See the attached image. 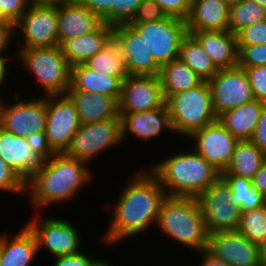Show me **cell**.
I'll return each instance as SVG.
<instances>
[{
  "label": "cell",
  "instance_id": "1",
  "mask_svg": "<svg viewBox=\"0 0 266 266\" xmlns=\"http://www.w3.org/2000/svg\"><path fill=\"white\" fill-rule=\"evenodd\" d=\"M143 167L131 178L128 177L125 187L121 188L120 195L115 198L116 203L114 200L112 204H104L107 213L111 210L112 214L100 241L110 248L118 247L126 238L133 239L138 234L148 232L151 226H154L155 230L161 204L167 195L157 177L148 168Z\"/></svg>",
  "mask_w": 266,
  "mask_h": 266
},
{
  "label": "cell",
  "instance_id": "2",
  "mask_svg": "<svg viewBox=\"0 0 266 266\" xmlns=\"http://www.w3.org/2000/svg\"><path fill=\"white\" fill-rule=\"evenodd\" d=\"M91 168L65 152L55 153L26 182V197L32 210L42 212L44 208L72 202L82 188L93 182L95 176Z\"/></svg>",
  "mask_w": 266,
  "mask_h": 266
},
{
  "label": "cell",
  "instance_id": "3",
  "mask_svg": "<svg viewBox=\"0 0 266 266\" xmlns=\"http://www.w3.org/2000/svg\"><path fill=\"white\" fill-rule=\"evenodd\" d=\"M188 147L186 151L179 147V151H172L167 158L147 166L167 196L198 198L221 177V173L192 150L190 144Z\"/></svg>",
  "mask_w": 266,
  "mask_h": 266
},
{
  "label": "cell",
  "instance_id": "4",
  "mask_svg": "<svg viewBox=\"0 0 266 266\" xmlns=\"http://www.w3.org/2000/svg\"><path fill=\"white\" fill-rule=\"evenodd\" d=\"M155 226L183 249L186 247L198 254L207 249L209 234L196 197L167 196L161 204Z\"/></svg>",
  "mask_w": 266,
  "mask_h": 266
},
{
  "label": "cell",
  "instance_id": "5",
  "mask_svg": "<svg viewBox=\"0 0 266 266\" xmlns=\"http://www.w3.org/2000/svg\"><path fill=\"white\" fill-rule=\"evenodd\" d=\"M17 64L29 72L43 89L41 96L67 94L71 84V66L59 45L16 49Z\"/></svg>",
  "mask_w": 266,
  "mask_h": 266
},
{
  "label": "cell",
  "instance_id": "6",
  "mask_svg": "<svg viewBox=\"0 0 266 266\" xmlns=\"http://www.w3.org/2000/svg\"><path fill=\"white\" fill-rule=\"evenodd\" d=\"M174 134L178 138L189 137L196 130L215 122L218 118L212 105V94L208 81L197 87L171 95L166 100Z\"/></svg>",
  "mask_w": 266,
  "mask_h": 266
},
{
  "label": "cell",
  "instance_id": "7",
  "mask_svg": "<svg viewBox=\"0 0 266 266\" xmlns=\"http://www.w3.org/2000/svg\"><path fill=\"white\" fill-rule=\"evenodd\" d=\"M32 214L25 225L36 238L38 253L47 250L55 258L80 252L83 248L81 245L86 244L82 243L81 234L71 221L55 215L43 218L40 212Z\"/></svg>",
  "mask_w": 266,
  "mask_h": 266
},
{
  "label": "cell",
  "instance_id": "8",
  "mask_svg": "<svg viewBox=\"0 0 266 266\" xmlns=\"http://www.w3.org/2000/svg\"><path fill=\"white\" fill-rule=\"evenodd\" d=\"M123 142L122 118L81 124L65 153L72 158L93 164L98 156Z\"/></svg>",
  "mask_w": 266,
  "mask_h": 266
},
{
  "label": "cell",
  "instance_id": "9",
  "mask_svg": "<svg viewBox=\"0 0 266 266\" xmlns=\"http://www.w3.org/2000/svg\"><path fill=\"white\" fill-rule=\"evenodd\" d=\"M143 38L155 62L162 68L178 59L180 45L188 34L185 20L170 17L141 24H128Z\"/></svg>",
  "mask_w": 266,
  "mask_h": 266
},
{
  "label": "cell",
  "instance_id": "10",
  "mask_svg": "<svg viewBox=\"0 0 266 266\" xmlns=\"http://www.w3.org/2000/svg\"><path fill=\"white\" fill-rule=\"evenodd\" d=\"M15 94V103L0 99V127L16 136L24 137L38 132H45L46 100L43 96L20 99V93ZM6 101V102H5Z\"/></svg>",
  "mask_w": 266,
  "mask_h": 266
},
{
  "label": "cell",
  "instance_id": "11",
  "mask_svg": "<svg viewBox=\"0 0 266 266\" xmlns=\"http://www.w3.org/2000/svg\"><path fill=\"white\" fill-rule=\"evenodd\" d=\"M47 142L55 153H64L81 123L74 101L68 94L44 96Z\"/></svg>",
  "mask_w": 266,
  "mask_h": 266
},
{
  "label": "cell",
  "instance_id": "12",
  "mask_svg": "<svg viewBox=\"0 0 266 266\" xmlns=\"http://www.w3.org/2000/svg\"><path fill=\"white\" fill-rule=\"evenodd\" d=\"M231 196L229 186L220 177L197 198L208 234L238 230L242 212Z\"/></svg>",
  "mask_w": 266,
  "mask_h": 266
},
{
  "label": "cell",
  "instance_id": "13",
  "mask_svg": "<svg viewBox=\"0 0 266 266\" xmlns=\"http://www.w3.org/2000/svg\"><path fill=\"white\" fill-rule=\"evenodd\" d=\"M15 36L17 49L58 45L57 6H29L15 24Z\"/></svg>",
  "mask_w": 266,
  "mask_h": 266
},
{
  "label": "cell",
  "instance_id": "14",
  "mask_svg": "<svg viewBox=\"0 0 266 266\" xmlns=\"http://www.w3.org/2000/svg\"><path fill=\"white\" fill-rule=\"evenodd\" d=\"M208 84L217 118L226 111L255 100L244 68L219 69Z\"/></svg>",
  "mask_w": 266,
  "mask_h": 266
},
{
  "label": "cell",
  "instance_id": "15",
  "mask_svg": "<svg viewBox=\"0 0 266 266\" xmlns=\"http://www.w3.org/2000/svg\"><path fill=\"white\" fill-rule=\"evenodd\" d=\"M192 149L209 164L223 173L231 163L234 149L239 141L217 119L215 122L196 130L188 138Z\"/></svg>",
  "mask_w": 266,
  "mask_h": 266
},
{
  "label": "cell",
  "instance_id": "16",
  "mask_svg": "<svg viewBox=\"0 0 266 266\" xmlns=\"http://www.w3.org/2000/svg\"><path fill=\"white\" fill-rule=\"evenodd\" d=\"M119 113L149 111L166 106L159 76L129 75L122 84Z\"/></svg>",
  "mask_w": 266,
  "mask_h": 266
},
{
  "label": "cell",
  "instance_id": "17",
  "mask_svg": "<svg viewBox=\"0 0 266 266\" xmlns=\"http://www.w3.org/2000/svg\"><path fill=\"white\" fill-rule=\"evenodd\" d=\"M113 39L118 44L129 75L159 76L161 67L155 62L144 38L128 24L113 27Z\"/></svg>",
  "mask_w": 266,
  "mask_h": 266
},
{
  "label": "cell",
  "instance_id": "18",
  "mask_svg": "<svg viewBox=\"0 0 266 266\" xmlns=\"http://www.w3.org/2000/svg\"><path fill=\"white\" fill-rule=\"evenodd\" d=\"M230 266H260L259 245L238 231L215 232L208 235L206 249Z\"/></svg>",
  "mask_w": 266,
  "mask_h": 266
},
{
  "label": "cell",
  "instance_id": "19",
  "mask_svg": "<svg viewBox=\"0 0 266 266\" xmlns=\"http://www.w3.org/2000/svg\"><path fill=\"white\" fill-rule=\"evenodd\" d=\"M122 118L123 142L128 140L129 134L142 142H150L161 134L174 132L167 106L149 111L135 113H119Z\"/></svg>",
  "mask_w": 266,
  "mask_h": 266
},
{
  "label": "cell",
  "instance_id": "20",
  "mask_svg": "<svg viewBox=\"0 0 266 266\" xmlns=\"http://www.w3.org/2000/svg\"><path fill=\"white\" fill-rule=\"evenodd\" d=\"M0 157L25 182L43 165L44 160L36 154L24 137H19L0 127Z\"/></svg>",
  "mask_w": 266,
  "mask_h": 266
},
{
  "label": "cell",
  "instance_id": "21",
  "mask_svg": "<svg viewBox=\"0 0 266 266\" xmlns=\"http://www.w3.org/2000/svg\"><path fill=\"white\" fill-rule=\"evenodd\" d=\"M102 20L77 0H70L57 6L58 45L64 40L94 31Z\"/></svg>",
  "mask_w": 266,
  "mask_h": 266
},
{
  "label": "cell",
  "instance_id": "22",
  "mask_svg": "<svg viewBox=\"0 0 266 266\" xmlns=\"http://www.w3.org/2000/svg\"><path fill=\"white\" fill-rule=\"evenodd\" d=\"M0 233V266H31L34 263L39 256L37 241L25 224L17 233Z\"/></svg>",
  "mask_w": 266,
  "mask_h": 266
},
{
  "label": "cell",
  "instance_id": "23",
  "mask_svg": "<svg viewBox=\"0 0 266 266\" xmlns=\"http://www.w3.org/2000/svg\"><path fill=\"white\" fill-rule=\"evenodd\" d=\"M113 38V27L102 22L94 31L64 40L59 47L71 67L84 64Z\"/></svg>",
  "mask_w": 266,
  "mask_h": 266
},
{
  "label": "cell",
  "instance_id": "24",
  "mask_svg": "<svg viewBox=\"0 0 266 266\" xmlns=\"http://www.w3.org/2000/svg\"><path fill=\"white\" fill-rule=\"evenodd\" d=\"M229 5L224 0H193L186 18L187 33L228 30Z\"/></svg>",
  "mask_w": 266,
  "mask_h": 266
},
{
  "label": "cell",
  "instance_id": "25",
  "mask_svg": "<svg viewBox=\"0 0 266 266\" xmlns=\"http://www.w3.org/2000/svg\"><path fill=\"white\" fill-rule=\"evenodd\" d=\"M191 35L218 69L234 68L238 63L236 35L226 31H194Z\"/></svg>",
  "mask_w": 266,
  "mask_h": 266
},
{
  "label": "cell",
  "instance_id": "26",
  "mask_svg": "<svg viewBox=\"0 0 266 266\" xmlns=\"http://www.w3.org/2000/svg\"><path fill=\"white\" fill-rule=\"evenodd\" d=\"M74 101L81 124H90L118 118L119 102L116 98L88 91H68Z\"/></svg>",
  "mask_w": 266,
  "mask_h": 266
},
{
  "label": "cell",
  "instance_id": "27",
  "mask_svg": "<svg viewBox=\"0 0 266 266\" xmlns=\"http://www.w3.org/2000/svg\"><path fill=\"white\" fill-rule=\"evenodd\" d=\"M128 76H108L88 68L85 64L71 67L68 91H88L116 98L121 96L123 81Z\"/></svg>",
  "mask_w": 266,
  "mask_h": 266
},
{
  "label": "cell",
  "instance_id": "28",
  "mask_svg": "<svg viewBox=\"0 0 266 266\" xmlns=\"http://www.w3.org/2000/svg\"><path fill=\"white\" fill-rule=\"evenodd\" d=\"M265 105L262 101L253 100L224 112L218 120L238 140H250Z\"/></svg>",
  "mask_w": 266,
  "mask_h": 266
},
{
  "label": "cell",
  "instance_id": "29",
  "mask_svg": "<svg viewBox=\"0 0 266 266\" xmlns=\"http://www.w3.org/2000/svg\"><path fill=\"white\" fill-rule=\"evenodd\" d=\"M160 80L165 100L171 95L193 89L203 80L179 58L161 68Z\"/></svg>",
  "mask_w": 266,
  "mask_h": 266
},
{
  "label": "cell",
  "instance_id": "30",
  "mask_svg": "<svg viewBox=\"0 0 266 266\" xmlns=\"http://www.w3.org/2000/svg\"><path fill=\"white\" fill-rule=\"evenodd\" d=\"M265 159L266 154L251 140H239L231 163L221 175H237L252 179Z\"/></svg>",
  "mask_w": 266,
  "mask_h": 266
},
{
  "label": "cell",
  "instance_id": "31",
  "mask_svg": "<svg viewBox=\"0 0 266 266\" xmlns=\"http://www.w3.org/2000/svg\"><path fill=\"white\" fill-rule=\"evenodd\" d=\"M178 58L186 63L203 81L211 80L219 71L210 56L191 34H187L183 38Z\"/></svg>",
  "mask_w": 266,
  "mask_h": 266
},
{
  "label": "cell",
  "instance_id": "32",
  "mask_svg": "<svg viewBox=\"0 0 266 266\" xmlns=\"http://www.w3.org/2000/svg\"><path fill=\"white\" fill-rule=\"evenodd\" d=\"M231 190L232 202L241 212L257 209L266 204V198L260 194L252 183V179L237 175H221Z\"/></svg>",
  "mask_w": 266,
  "mask_h": 266
},
{
  "label": "cell",
  "instance_id": "33",
  "mask_svg": "<svg viewBox=\"0 0 266 266\" xmlns=\"http://www.w3.org/2000/svg\"><path fill=\"white\" fill-rule=\"evenodd\" d=\"M84 64L104 75L129 76L120 48L113 38Z\"/></svg>",
  "mask_w": 266,
  "mask_h": 266
},
{
  "label": "cell",
  "instance_id": "34",
  "mask_svg": "<svg viewBox=\"0 0 266 266\" xmlns=\"http://www.w3.org/2000/svg\"><path fill=\"white\" fill-rule=\"evenodd\" d=\"M266 20V7L250 0L229 6L228 30L236 35L248 26Z\"/></svg>",
  "mask_w": 266,
  "mask_h": 266
},
{
  "label": "cell",
  "instance_id": "35",
  "mask_svg": "<svg viewBox=\"0 0 266 266\" xmlns=\"http://www.w3.org/2000/svg\"><path fill=\"white\" fill-rule=\"evenodd\" d=\"M237 231L251 242L262 244L266 240V204L242 212Z\"/></svg>",
  "mask_w": 266,
  "mask_h": 266
},
{
  "label": "cell",
  "instance_id": "36",
  "mask_svg": "<svg viewBox=\"0 0 266 266\" xmlns=\"http://www.w3.org/2000/svg\"><path fill=\"white\" fill-rule=\"evenodd\" d=\"M0 192L26 197V182L1 157Z\"/></svg>",
  "mask_w": 266,
  "mask_h": 266
},
{
  "label": "cell",
  "instance_id": "37",
  "mask_svg": "<svg viewBox=\"0 0 266 266\" xmlns=\"http://www.w3.org/2000/svg\"><path fill=\"white\" fill-rule=\"evenodd\" d=\"M237 46L238 67L266 66V44Z\"/></svg>",
  "mask_w": 266,
  "mask_h": 266
},
{
  "label": "cell",
  "instance_id": "38",
  "mask_svg": "<svg viewBox=\"0 0 266 266\" xmlns=\"http://www.w3.org/2000/svg\"><path fill=\"white\" fill-rule=\"evenodd\" d=\"M142 0H113L111 8V26L128 24L134 17Z\"/></svg>",
  "mask_w": 266,
  "mask_h": 266
},
{
  "label": "cell",
  "instance_id": "39",
  "mask_svg": "<svg viewBox=\"0 0 266 266\" xmlns=\"http://www.w3.org/2000/svg\"><path fill=\"white\" fill-rule=\"evenodd\" d=\"M168 16L155 0H142L136 13L128 24H141L163 20Z\"/></svg>",
  "mask_w": 266,
  "mask_h": 266
},
{
  "label": "cell",
  "instance_id": "40",
  "mask_svg": "<svg viewBox=\"0 0 266 266\" xmlns=\"http://www.w3.org/2000/svg\"><path fill=\"white\" fill-rule=\"evenodd\" d=\"M244 68L250 82L255 100L266 104V66L241 67Z\"/></svg>",
  "mask_w": 266,
  "mask_h": 266
},
{
  "label": "cell",
  "instance_id": "41",
  "mask_svg": "<svg viewBox=\"0 0 266 266\" xmlns=\"http://www.w3.org/2000/svg\"><path fill=\"white\" fill-rule=\"evenodd\" d=\"M237 45L266 44V20L248 26L236 34Z\"/></svg>",
  "mask_w": 266,
  "mask_h": 266
},
{
  "label": "cell",
  "instance_id": "42",
  "mask_svg": "<svg viewBox=\"0 0 266 266\" xmlns=\"http://www.w3.org/2000/svg\"><path fill=\"white\" fill-rule=\"evenodd\" d=\"M2 22H11L14 25L27 12V0H0Z\"/></svg>",
  "mask_w": 266,
  "mask_h": 266
},
{
  "label": "cell",
  "instance_id": "43",
  "mask_svg": "<svg viewBox=\"0 0 266 266\" xmlns=\"http://www.w3.org/2000/svg\"><path fill=\"white\" fill-rule=\"evenodd\" d=\"M167 16L186 20L193 0H155Z\"/></svg>",
  "mask_w": 266,
  "mask_h": 266
},
{
  "label": "cell",
  "instance_id": "44",
  "mask_svg": "<svg viewBox=\"0 0 266 266\" xmlns=\"http://www.w3.org/2000/svg\"><path fill=\"white\" fill-rule=\"evenodd\" d=\"M84 252L83 249L80 252L74 254H68L64 256H58L53 258L54 262L51 266H91L97 259V255H90L91 253Z\"/></svg>",
  "mask_w": 266,
  "mask_h": 266
},
{
  "label": "cell",
  "instance_id": "45",
  "mask_svg": "<svg viewBox=\"0 0 266 266\" xmlns=\"http://www.w3.org/2000/svg\"><path fill=\"white\" fill-rule=\"evenodd\" d=\"M96 14L102 22L111 26V8L113 0H77Z\"/></svg>",
  "mask_w": 266,
  "mask_h": 266
},
{
  "label": "cell",
  "instance_id": "46",
  "mask_svg": "<svg viewBox=\"0 0 266 266\" xmlns=\"http://www.w3.org/2000/svg\"><path fill=\"white\" fill-rule=\"evenodd\" d=\"M25 139L33 149V151L38 154L44 161L48 160L55 154V152L51 149L47 142L45 132L31 134Z\"/></svg>",
  "mask_w": 266,
  "mask_h": 266
},
{
  "label": "cell",
  "instance_id": "47",
  "mask_svg": "<svg viewBox=\"0 0 266 266\" xmlns=\"http://www.w3.org/2000/svg\"><path fill=\"white\" fill-rule=\"evenodd\" d=\"M14 36L15 25L11 22H0V58L15 59L12 55L9 57L6 52L8 48L12 47L10 44H12V42L13 44L15 43V41L12 40L15 38Z\"/></svg>",
  "mask_w": 266,
  "mask_h": 266
},
{
  "label": "cell",
  "instance_id": "48",
  "mask_svg": "<svg viewBox=\"0 0 266 266\" xmlns=\"http://www.w3.org/2000/svg\"><path fill=\"white\" fill-rule=\"evenodd\" d=\"M250 140L266 154V105L261 112L257 127Z\"/></svg>",
  "mask_w": 266,
  "mask_h": 266
},
{
  "label": "cell",
  "instance_id": "49",
  "mask_svg": "<svg viewBox=\"0 0 266 266\" xmlns=\"http://www.w3.org/2000/svg\"><path fill=\"white\" fill-rule=\"evenodd\" d=\"M252 183L255 185L258 192L266 198V159L252 178Z\"/></svg>",
  "mask_w": 266,
  "mask_h": 266
},
{
  "label": "cell",
  "instance_id": "50",
  "mask_svg": "<svg viewBox=\"0 0 266 266\" xmlns=\"http://www.w3.org/2000/svg\"><path fill=\"white\" fill-rule=\"evenodd\" d=\"M201 254V263H198V266H230L226 262L222 261L211 255L207 250L199 252Z\"/></svg>",
  "mask_w": 266,
  "mask_h": 266
},
{
  "label": "cell",
  "instance_id": "51",
  "mask_svg": "<svg viewBox=\"0 0 266 266\" xmlns=\"http://www.w3.org/2000/svg\"><path fill=\"white\" fill-rule=\"evenodd\" d=\"M11 60H14V59L0 58V99H2L4 96V94L1 93V90H2L1 88L3 85H6V83H5L7 81L6 79L10 76L9 73L11 74V72L9 71L11 69V67H9V66H12V69H13V65H10V64H12ZM8 63H10V64L8 65Z\"/></svg>",
  "mask_w": 266,
  "mask_h": 266
},
{
  "label": "cell",
  "instance_id": "52",
  "mask_svg": "<svg viewBox=\"0 0 266 266\" xmlns=\"http://www.w3.org/2000/svg\"><path fill=\"white\" fill-rule=\"evenodd\" d=\"M70 0H27L29 6H58Z\"/></svg>",
  "mask_w": 266,
  "mask_h": 266
},
{
  "label": "cell",
  "instance_id": "53",
  "mask_svg": "<svg viewBox=\"0 0 266 266\" xmlns=\"http://www.w3.org/2000/svg\"><path fill=\"white\" fill-rule=\"evenodd\" d=\"M259 253L261 265L266 266V240L259 245Z\"/></svg>",
  "mask_w": 266,
  "mask_h": 266
},
{
  "label": "cell",
  "instance_id": "54",
  "mask_svg": "<svg viewBox=\"0 0 266 266\" xmlns=\"http://www.w3.org/2000/svg\"><path fill=\"white\" fill-rule=\"evenodd\" d=\"M91 266H113V265H112L111 261L108 262L107 259L104 260L103 258L100 259V257H99L93 262V264Z\"/></svg>",
  "mask_w": 266,
  "mask_h": 266
},
{
  "label": "cell",
  "instance_id": "55",
  "mask_svg": "<svg viewBox=\"0 0 266 266\" xmlns=\"http://www.w3.org/2000/svg\"><path fill=\"white\" fill-rule=\"evenodd\" d=\"M229 6L237 4L241 2L242 0H224Z\"/></svg>",
  "mask_w": 266,
  "mask_h": 266
},
{
  "label": "cell",
  "instance_id": "56",
  "mask_svg": "<svg viewBox=\"0 0 266 266\" xmlns=\"http://www.w3.org/2000/svg\"><path fill=\"white\" fill-rule=\"evenodd\" d=\"M250 1H254V2L266 7V0H250Z\"/></svg>",
  "mask_w": 266,
  "mask_h": 266
},
{
  "label": "cell",
  "instance_id": "57",
  "mask_svg": "<svg viewBox=\"0 0 266 266\" xmlns=\"http://www.w3.org/2000/svg\"><path fill=\"white\" fill-rule=\"evenodd\" d=\"M0 22H2V9H1V6H0Z\"/></svg>",
  "mask_w": 266,
  "mask_h": 266
}]
</instances>
